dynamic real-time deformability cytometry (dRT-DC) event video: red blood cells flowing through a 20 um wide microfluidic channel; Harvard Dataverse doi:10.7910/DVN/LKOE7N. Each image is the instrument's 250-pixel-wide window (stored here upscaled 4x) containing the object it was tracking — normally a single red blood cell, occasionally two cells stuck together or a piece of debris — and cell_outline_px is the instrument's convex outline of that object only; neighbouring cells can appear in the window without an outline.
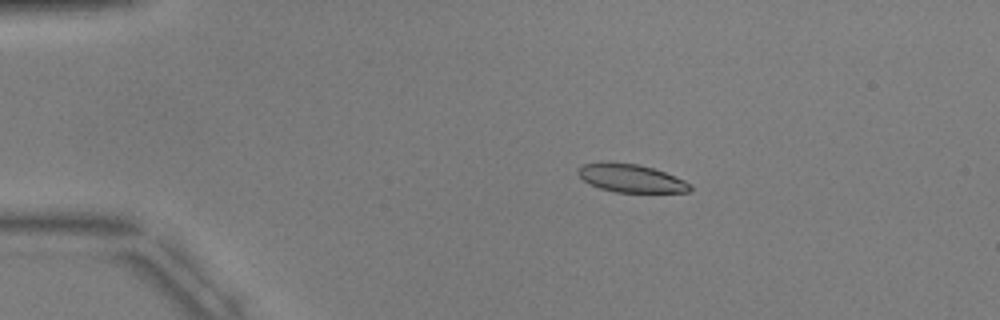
{"species": "common noctule bat (a hibernating species)", "species_latin": "Nyctalus noctula", "temperature_condition": "warm", "stored_images_in_passage": 7, "camera_frame_rate_fps": 3000, "um_per_image_px": 0.085, "animal": {"sex": "male", "body_mass_g": 17.9, "forearm_length_mm": 54.2}, "frame": {"image": 1, "passage_image": 2, "time_ms": 1.0, "image_size_px": [1000, 320], "cell_outline_px": [[692, 188], [688, 192], [616, 192], [600, 188], [584, 180], [576, 172], [584, 164], [604, 160], [636, 164], [652, 168], [664, 172], [684, 180]], "centroid_in_image_um": [53.6, 15.13], "position_along_channel_um": 31.4, "area_um2": 18.21}}
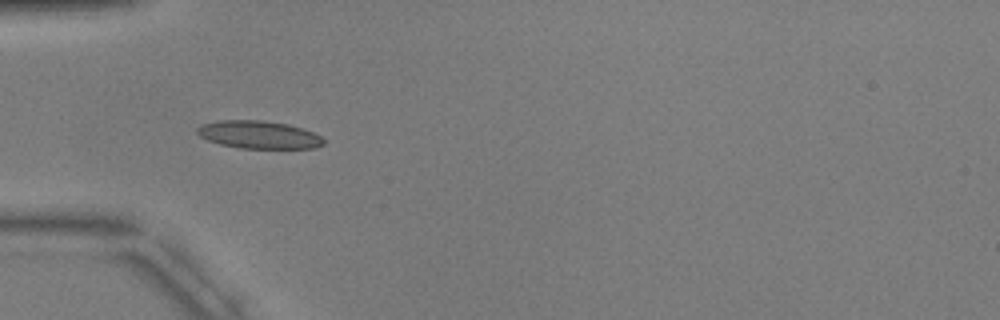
{"frame": {"image": 2, "passage_image": 4, "time_ms": 3.333, "image_size_px": [1000, 320], "cell_outline_px": [[324, 144], [316, 148], [240, 148], [220, 144], [208, 140], [200, 136], [196, 132], [196, 128], [200, 124], [220, 120], [264, 120], [288, 124], [312, 132], [320, 136], [324, 140]], "centroid_in_image_um": [21.97, 11.44], "position_along_channel_um": 63.0, "area_um2": 20.46}}